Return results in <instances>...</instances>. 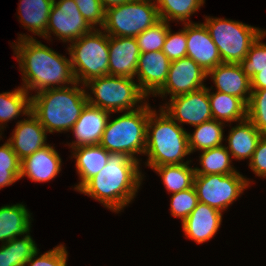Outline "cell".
<instances>
[{
    "label": "cell",
    "mask_w": 266,
    "mask_h": 266,
    "mask_svg": "<svg viewBox=\"0 0 266 266\" xmlns=\"http://www.w3.org/2000/svg\"><path fill=\"white\" fill-rule=\"evenodd\" d=\"M27 118L16 123L11 138L7 140L20 161L48 145L46 129L31 112Z\"/></svg>",
    "instance_id": "cell-17"
},
{
    "label": "cell",
    "mask_w": 266,
    "mask_h": 266,
    "mask_svg": "<svg viewBox=\"0 0 266 266\" xmlns=\"http://www.w3.org/2000/svg\"><path fill=\"white\" fill-rule=\"evenodd\" d=\"M263 134L247 118L239 125L232 127L228 135V146L226 147L232 157L238 160H251L258 141Z\"/></svg>",
    "instance_id": "cell-22"
},
{
    "label": "cell",
    "mask_w": 266,
    "mask_h": 266,
    "mask_svg": "<svg viewBox=\"0 0 266 266\" xmlns=\"http://www.w3.org/2000/svg\"><path fill=\"white\" fill-rule=\"evenodd\" d=\"M61 162L54 147L46 145L21 161L20 179L27 176L35 182H48L61 171Z\"/></svg>",
    "instance_id": "cell-21"
},
{
    "label": "cell",
    "mask_w": 266,
    "mask_h": 266,
    "mask_svg": "<svg viewBox=\"0 0 266 266\" xmlns=\"http://www.w3.org/2000/svg\"><path fill=\"white\" fill-rule=\"evenodd\" d=\"M73 86L51 88L31 96V113L38 119L47 133L72 129L88 103L85 89Z\"/></svg>",
    "instance_id": "cell-3"
},
{
    "label": "cell",
    "mask_w": 266,
    "mask_h": 266,
    "mask_svg": "<svg viewBox=\"0 0 266 266\" xmlns=\"http://www.w3.org/2000/svg\"><path fill=\"white\" fill-rule=\"evenodd\" d=\"M53 3V0H20L19 20L24 28L44 38Z\"/></svg>",
    "instance_id": "cell-26"
},
{
    "label": "cell",
    "mask_w": 266,
    "mask_h": 266,
    "mask_svg": "<svg viewBox=\"0 0 266 266\" xmlns=\"http://www.w3.org/2000/svg\"><path fill=\"white\" fill-rule=\"evenodd\" d=\"M247 118L266 136V89L252 90L247 104Z\"/></svg>",
    "instance_id": "cell-36"
},
{
    "label": "cell",
    "mask_w": 266,
    "mask_h": 266,
    "mask_svg": "<svg viewBox=\"0 0 266 266\" xmlns=\"http://www.w3.org/2000/svg\"><path fill=\"white\" fill-rule=\"evenodd\" d=\"M205 26L218 48L222 63L239 64L265 31L224 18L205 17Z\"/></svg>",
    "instance_id": "cell-8"
},
{
    "label": "cell",
    "mask_w": 266,
    "mask_h": 266,
    "mask_svg": "<svg viewBox=\"0 0 266 266\" xmlns=\"http://www.w3.org/2000/svg\"><path fill=\"white\" fill-rule=\"evenodd\" d=\"M187 37V57L206 72L222 64L218 48L204 23H183Z\"/></svg>",
    "instance_id": "cell-14"
},
{
    "label": "cell",
    "mask_w": 266,
    "mask_h": 266,
    "mask_svg": "<svg viewBox=\"0 0 266 266\" xmlns=\"http://www.w3.org/2000/svg\"><path fill=\"white\" fill-rule=\"evenodd\" d=\"M28 94L22 87L12 92L0 93V132L4 129L2 125L9 120L17 118L20 113L28 116L31 112V96Z\"/></svg>",
    "instance_id": "cell-30"
},
{
    "label": "cell",
    "mask_w": 266,
    "mask_h": 266,
    "mask_svg": "<svg viewBox=\"0 0 266 266\" xmlns=\"http://www.w3.org/2000/svg\"><path fill=\"white\" fill-rule=\"evenodd\" d=\"M26 234L5 242L0 247V266H24L38 251L35 241Z\"/></svg>",
    "instance_id": "cell-27"
},
{
    "label": "cell",
    "mask_w": 266,
    "mask_h": 266,
    "mask_svg": "<svg viewBox=\"0 0 266 266\" xmlns=\"http://www.w3.org/2000/svg\"><path fill=\"white\" fill-rule=\"evenodd\" d=\"M169 101L160 108L177 124L179 122L196 126L213 119L207 87L175 96Z\"/></svg>",
    "instance_id": "cell-12"
},
{
    "label": "cell",
    "mask_w": 266,
    "mask_h": 266,
    "mask_svg": "<svg viewBox=\"0 0 266 266\" xmlns=\"http://www.w3.org/2000/svg\"><path fill=\"white\" fill-rule=\"evenodd\" d=\"M188 165H162L152 169L162 177L166 190L173 194L194 186L195 168Z\"/></svg>",
    "instance_id": "cell-29"
},
{
    "label": "cell",
    "mask_w": 266,
    "mask_h": 266,
    "mask_svg": "<svg viewBox=\"0 0 266 266\" xmlns=\"http://www.w3.org/2000/svg\"><path fill=\"white\" fill-rule=\"evenodd\" d=\"M76 158V169L80 182L74 189L77 191L92 177L97 175L107 164L110 153L100 144L73 148Z\"/></svg>",
    "instance_id": "cell-23"
},
{
    "label": "cell",
    "mask_w": 266,
    "mask_h": 266,
    "mask_svg": "<svg viewBox=\"0 0 266 266\" xmlns=\"http://www.w3.org/2000/svg\"><path fill=\"white\" fill-rule=\"evenodd\" d=\"M221 222L222 212L198 202L195 209L182 222V228L186 237L201 244L214 237Z\"/></svg>",
    "instance_id": "cell-19"
},
{
    "label": "cell",
    "mask_w": 266,
    "mask_h": 266,
    "mask_svg": "<svg viewBox=\"0 0 266 266\" xmlns=\"http://www.w3.org/2000/svg\"><path fill=\"white\" fill-rule=\"evenodd\" d=\"M231 154L226 146H219L202 151L200 165L202 168H195V175L221 174L227 175L237 172L231 165Z\"/></svg>",
    "instance_id": "cell-31"
},
{
    "label": "cell",
    "mask_w": 266,
    "mask_h": 266,
    "mask_svg": "<svg viewBox=\"0 0 266 266\" xmlns=\"http://www.w3.org/2000/svg\"><path fill=\"white\" fill-rule=\"evenodd\" d=\"M151 111L146 101L140 108L108 120L100 145L109 153L122 152L137 159L135 154H144L146 150L147 123Z\"/></svg>",
    "instance_id": "cell-5"
},
{
    "label": "cell",
    "mask_w": 266,
    "mask_h": 266,
    "mask_svg": "<svg viewBox=\"0 0 266 266\" xmlns=\"http://www.w3.org/2000/svg\"><path fill=\"white\" fill-rule=\"evenodd\" d=\"M133 79L135 78L106 75L90 80L84 86L92 90L96 99L87 92L88 103L110 113L140 108L143 105L141 103L137 108L134 107L145 101L147 96Z\"/></svg>",
    "instance_id": "cell-7"
},
{
    "label": "cell",
    "mask_w": 266,
    "mask_h": 266,
    "mask_svg": "<svg viewBox=\"0 0 266 266\" xmlns=\"http://www.w3.org/2000/svg\"><path fill=\"white\" fill-rule=\"evenodd\" d=\"M249 184L250 181L239 172L227 175H195L194 177L198 202L207 204L220 212L238 199Z\"/></svg>",
    "instance_id": "cell-10"
},
{
    "label": "cell",
    "mask_w": 266,
    "mask_h": 266,
    "mask_svg": "<svg viewBox=\"0 0 266 266\" xmlns=\"http://www.w3.org/2000/svg\"><path fill=\"white\" fill-rule=\"evenodd\" d=\"M31 214L24 204L0 208V241L4 244L17 236H25L31 228Z\"/></svg>",
    "instance_id": "cell-24"
},
{
    "label": "cell",
    "mask_w": 266,
    "mask_h": 266,
    "mask_svg": "<svg viewBox=\"0 0 266 266\" xmlns=\"http://www.w3.org/2000/svg\"><path fill=\"white\" fill-rule=\"evenodd\" d=\"M19 36L18 44L14 43L16 46L13 45L15 47L13 49L21 69L24 82L22 88L25 91L29 93V90H35L38 93L56 86L67 87L65 84L73 85L76 82L70 59L31 36L25 34Z\"/></svg>",
    "instance_id": "cell-1"
},
{
    "label": "cell",
    "mask_w": 266,
    "mask_h": 266,
    "mask_svg": "<svg viewBox=\"0 0 266 266\" xmlns=\"http://www.w3.org/2000/svg\"><path fill=\"white\" fill-rule=\"evenodd\" d=\"M140 54L136 38L109 36V75L134 78Z\"/></svg>",
    "instance_id": "cell-18"
},
{
    "label": "cell",
    "mask_w": 266,
    "mask_h": 266,
    "mask_svg": "<svg viewBox=\"0 0 266 266\" xmlns=\"http://www.w3.org/2000/svg\"><path fill=\"white\" fill-rule=\"evenodd\" d=\"M77 7L88 22V24L94 29L99 24L100 28H103L105 23L106 9L100 3V0H74Z\"/></svg>",
    "instance_id": "cell-39"
},
{
    "label": "cell",
    "mask_w": 266,
    "mask_h": 266,
    "mask_svg": "<svg viewBox=\"0 0 266 266\" xmlns=\"http://www.w3.org/2000/svg\"><path fill=\"white\" fill-rule=\"evenodd\" d=\"M198 203L197 192L195 187L173 193L171 197V215L181 218L183 222L190 213L195 209Z\"/></svg>",
    "instance_id": "cell-37"
},
{
    "label": "cell",
    "mask_w": 266,
    "mask_h": 266,
    "mask_svg": "<svg viewBox=\"0 0 266 266\" xmlns=\"http://www.w3.org/2000/svg\"><path fill=\"white\" fill-rule=\"evenodd\" d=\"M223 124V122L211 119L196 125L195 131L192 134H187L190 153L223 145Z\"/></svg>",
    "instance_id": "cell-28"
},
{
    "label": "cell",
    "mask_w": 266,
    "mask_h": 266,
    "mask_svg": "<svg viewBox=\"0 0 266 266\" xmlns=\"http://www.w3.org/2000/svg\"><path fill=\"white\" fill-rule=\"evenodd\" d=\"M71 43L67 49L78 83L85 85L94 78L109 75V36L102 29L94 28Z\"/></svg>",
    "instance_id": "cell-6"
},
{
    "label": "cell",
    "mask_w": 266,
    "mask_h": 266,
    "mask_svg": "<svg viewBox=\"0 0 266 266\" xmlns=\"http://www.w3.org/2000/svg\"><path fill=\"white\" fill-rule=\"evenodd\" d=\"M170 25L167 21L160 20L154 26L147 28L136 36L141 53L161 51Z\"/></svg>",
    "instance_id": "cell-34"
},
{
    "label": "cell",
    "mask_w": 266,
    "mask_h": 266,
    "mask_svg": "<svg viewBox=\"0 0 266 266\" xmlns=\"http://www.w3.org/2000/svg\"><path fill=\"white\" fill-rule=\"evenodd\" d=\"M158 21L160 17L154 0H131L107 8L102 29L108 36L135 38Z\"/></svg>",
    "instance_id": "cell-9"
},
{
    "label": "cell",
    "mask_w": 266,
    "mask_h": 266,
    "mask_svg": "<svg viewBox=\"0 0 266 266\" xmlns=\"http://www.w3.org/2000/svg\"><path fill=\"white\" fill-rule=\"evenodd\" d=\"M139 160L122 152H111L105 167L78 191L111 211L119 212L134 199L141 180Z\"/></svg>",
    "instance_id": "cell-2"
},
{
    "label": "cell",
    "mask_w": 266,
    "mask_h": 266,
    "mask_svg": "<svg viewBox=\"0 0 266 266\" xmlns=\"http://www.w3.org/2000/svg\"><path fill=\"white\" fill-rule=\"evenodd\" d=\"M111 113L87 103L72 127L76 141L70 147L99 145Z\"/></svg>",
    "instance_id": "cell-16"
},
{
    "label": "cell",
    "mask_w": 266,
    "mask_h": 266,
    "mask_svg": "<svg viewBox=\"0 0 266 266\" xmlns=\"http://www.w3.org/2000/svg\"><path fill=\"white\" fill-rule=\"evenodd\" d=\"M205 0H155L160 20L178 22L191 21L190 16L197 12Z\"/></svg>",
    "instance_id": "cell-32"
},
{
    "label": "cell",
    "mask_w": 266,
    "mask_h": 266,
    "mask_svg": "<svg viewBox=\"0 0 266 266\" xmlns=\"http://www.w3.org/2000/svg\"><path fill=\"white\" fill-rule=\"evenodd\" d=\"M38 252L39 251H37L24 266H67L68 252L62 244L36 257L39 254Z\"/></svg>",
    "instance_id": "cell-40"
},
{
    "label": "cell",
    "mask_w": 266,
    "mask_h": 266,
    "mask_svg": "<svg viewBox=\"0 0 266 266\" xmlns=\"http://www.w3.org/2000/svg\"><path fill=\"white\" fill-rule=\"evenodd\" d=\"M21 161L7 141L0 146V189L20 179Z\"/></svg>",
    "instance_id": "cell-33"
},
{
    "label": "cell",
    "mask_w": 266,
    "mask_h": 266,
    "mask_svg": "<svg viewBox=\"0 0 266 266\" xmlns=\"http://www.w3.org/2000/svg\"><path fill=\"white\" fill-rule=\"evenodd\" d=\"M170 63L162 50L140 54L136 75L139 88L147 97L154 96L164 86Z\"/></svg>",
    "instance_id": "cell-15"
},
{
    "label": "cell",
    "mask_w": 266,
    "mask_h": 266,
    "mask_svg": "<svg viewBox=\"0 0 266 266\" xmlns=\"http://www.w3.org/2000/svg\"><path fill=\"white\" fill-rule=\"evenodd\" d=\"M250 80L251 90L266 89V71L255 74Z\"/></svg>",
    "instance_id": "cell-42"
},
{
    "label": "cell",
    "mask_w": 266,
    "mask_h": 266,
    "mask_svg": "<svg viewBox=\"0 0 266 266\" xmlns=\"http://www.w3.org/2000/svg\"><path fill=\"white\" fill-rule=\"evenodd\" d=\"M207 72L192 58L184 57L170 63L168 77L164 86L155 94L170 98L200 90L204 87Z\"/></svg>",
    "instance_id": "cell-13"
},
{
    "label": "cell",
    "mask_w": 266,
    "mask_h": 266,
    "mask_svg": "<svg viewBox=\"0 0 266 266\" xmlns=\"http://www.w3.org/2000/svg\"><path fill=\"white\" fill-rule=\"evenodd\" d=\"M249 166L257 176L266 178V136L258 141Z\"/></svg>",
    "instance_id": "cell-41"
},
{
    "label": "cell",
    "mask_w": 266,
    "mask_h": 266,
    "mask_svg": "<svg viewBox=\"0 0 266 266\" xmlns=\"http://www.w3.org/2000/svg\"><path fill=\"white\" fill-rule=\"evenodd\" d=\"M128 1H131V0H100V3L103 5V7L105 9H107L109 7H112V6H116V5H120V4L126 3Z\"/></svg>",
    "instance_id": "cell-43"
},
{
    "label": "cell",
    "mask_w": 266,
    "mask_h": 266,
    "mask_svg": "<svg viewBox=\"0 0 266 266\" xmlns=\"http://www.w3.org/2000/svg\"><path fill=\"white\" fill-rule=\"evenodd\" d=\"M159 115V116H158ZM187 131L178 125L162 109L157 114L152 110L147 123L146 150L147 166L155 168L162 165L185 164L190 155Z\"/></svg>",
    "instance_id": "cell-4"
},
{
    "label": "cell",
    "mask_w": 266,
    "mask_h": 266,
    "mask_svg": "<svg viewBox=\"0 0 266 266\" xmlns=\"http://www.w3.org/2000/svg\"><path fill=\"white\" fill-rule=\"evenodd\" d=\"M208 97L214 120L231 123L247 119V104L241 98L219 91L210 93L209 88Z\"/></svg>",
    "instance_id": "cell-25"
},
{
    "label": "cell",
    "mask_w": 266,
    "mask_h": 266,
    "mask_svg": "<svg viewBox=\"0 0 266 266\" xmlns=\"http://www.w3.org/2000/svg\"><path fill=\"white\" fill-rule=\"evenodd\" d=\"M162 52L171 62L187 57V37L185 26L183 30L176 33H172L171 28L168 29Z\"/></svg>",
    "instance_id": "cell-38"
},
{
    "label": "cell",
    "mask_w": 266,
    "mask_h": 266,
    "mask_svg": "<svg viewBox=\"0 0 266 266\" xmlns=\"http://www.w3.org/2000/svg\"><path fill=\"white\" fill-rule=\"evenodd\" d=\"M266 31L252 44L246 57L239 63L243 73L250 79L261 71H266V44L261 42Z\"/></svg>",
    "instance_id": "cell-35"
},
{
    "label": "cell",
    "mask_w": 266,
    "mask_h": 266,
    "mask_svg": "<svg viewBox=\"0 0 266 266\" xmlns=\"http://www.w3.org/2000/svg\"><path fill=\"white\" fill-rule=\"evenodd\" d=\"M207 76H211L217 91L234 95L248 104L252 92L251 80L243 73L240 64H219L209 70Z\"/></svg>",
    "instance_id": "cell-20"
},
{
    "label": "cell",
    "mask_w": 266,
    "mask_h": 266,
    "mask_svg": "<svg viewBox=\"0 0 266 266\" xmlns=\"http://www.w3.org/2000/svg\"><path fill=\"white\" fill-rule=\"evenodd\" d=\"M94 30L80 13L74 0L54 1L44 38L54 33L63 42H74Z\"/></svg>",
    "instance_id": "cell-11"
}]
</instances>
